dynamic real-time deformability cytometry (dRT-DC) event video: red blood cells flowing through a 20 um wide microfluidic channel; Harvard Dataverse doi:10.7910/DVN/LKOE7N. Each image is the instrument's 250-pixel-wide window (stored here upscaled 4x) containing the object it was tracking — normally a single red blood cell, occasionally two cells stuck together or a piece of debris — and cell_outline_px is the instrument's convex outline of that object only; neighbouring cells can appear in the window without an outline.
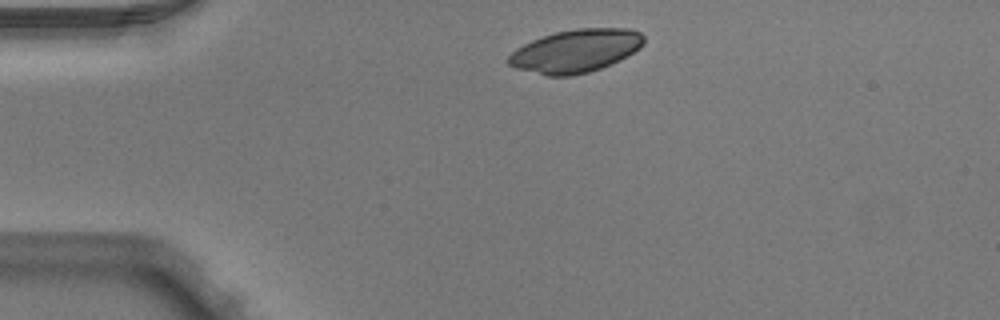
{"species": "Egyptian fruit bat (a non-hibernating species)", "species_latin": "Rousettus aegyptiacus", "temperature_condition": "warm", "stored_images_in_passage": 2, "camera_frame_rate_fps": 3000, "um_per_image_px": 0.085, "animal": {"sex": "male"}, "frame": {"image": 1, "passage_image": 1, "time_ms": 0.0, "image_size_px": [1000, 320], "cell_outline_px": [[644, 44], [640, 48], [628, 56], [620, 60], [600, 68], [588, 72], [572, 76], [548, 76], [516, 68], [508, 64], [508, 56], [516, 48], [532, 40], [556, 32], [576, 28], [628, 28], [640, 32], [644, 36]], "centroid_in_image_um": [48.95, 4.32], "position_along_channel_um": 36.0, "area_um2": 33.93}}